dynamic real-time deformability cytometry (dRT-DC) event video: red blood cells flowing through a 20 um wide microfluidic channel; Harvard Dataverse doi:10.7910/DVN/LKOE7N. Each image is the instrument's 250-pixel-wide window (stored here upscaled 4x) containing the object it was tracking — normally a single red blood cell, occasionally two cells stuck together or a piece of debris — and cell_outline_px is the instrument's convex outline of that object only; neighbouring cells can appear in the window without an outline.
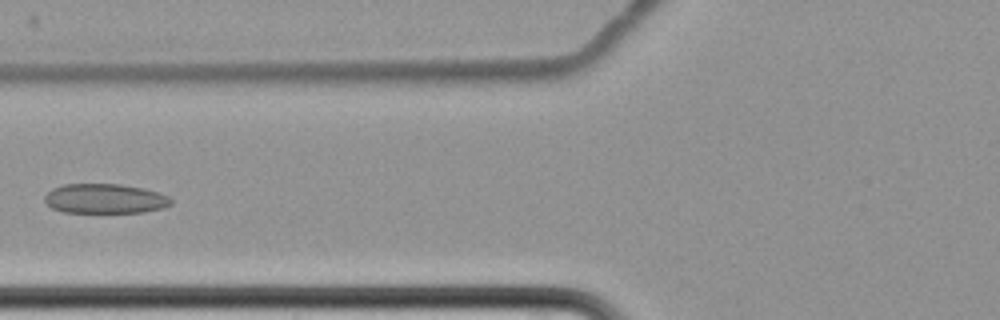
{"species": "common noctule bat (a hibernating species)", "species_latin": "Nyctalus noctula", "temperature_condition": "cold", "stored_images_in_passage": 7, "camera_frame_rate_fps": 3000, "um_per_image_px": 0.085, "animal": {"sex": "female", "body_mass_g": 22.7, "forearm_length_mm": 54.2}, "frame": {"image": 1, "passage_image": 7, "time_ms": 7.667, "image_size_px": [1000, 320], "cell_outline_px": [[172, 204], [164, 208], [144, 212], [64, 212], [52, 208], [44, 200], [44, 196], [52, 188], [64, 184], [120, 184], [144, 188], [168, 196], [172, 200]], "centroid_in_image_um": [8.93, 16.88], "position_along_channel_um": 116.9, "area_um2": 21.85}}